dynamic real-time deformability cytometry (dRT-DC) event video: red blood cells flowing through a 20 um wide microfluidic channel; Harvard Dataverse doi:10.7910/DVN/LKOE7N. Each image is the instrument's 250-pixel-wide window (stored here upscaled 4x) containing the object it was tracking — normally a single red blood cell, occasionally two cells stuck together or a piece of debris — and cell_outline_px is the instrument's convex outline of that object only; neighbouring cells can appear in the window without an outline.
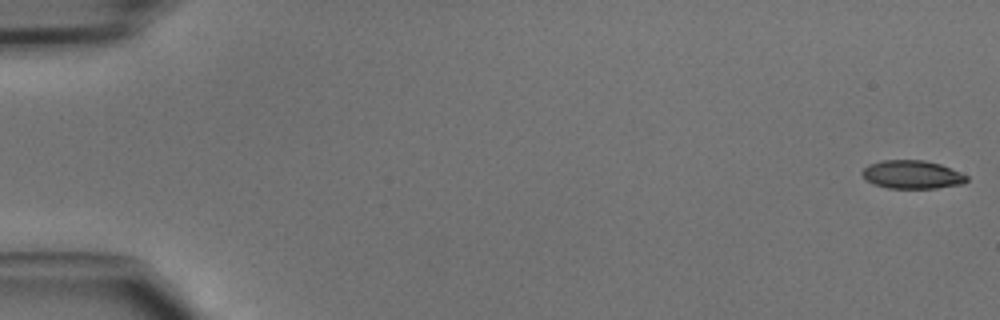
{"species": "common noctule bat (a hibernating species)", "species_latin": "Nyctalus noctula", "temperature_condition": "cold", "stored_images_in_passage": 47, "camera_frame_rate_fps": 3000, "um_per_image_px": 0.085, "animal": {"sex": "male", "body_mass_g": 15.6}, "frame": {"image": 1, "passage_image": 1, "time_ms": 0.0, "image_size_px": [1000, 320], "cell_outline_px": [[968, 180], [964, 184], [936, 188], [888, 188], [872, 184], [860, 172], [868, 164], [880, 160], [924, 160], [940, 164], [968, 176]], "centroid_in_image_um": [77.52, 14.84], "position_along_channel_um": 7.5, "area_um2": 17.28}}
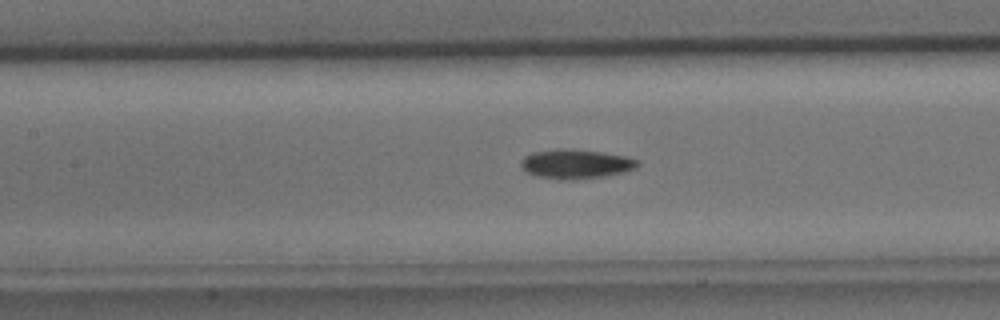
{"frame": {"image": 2, "passage_image": 22, "time_ms": 7.0, "image_size_px": [1000, 320], "cell_outline_px": [[640, 164], [636, 168], [624, 172], [604, 176], [564, 180], [536, 176], [520, 168], [520, 160], [524, 156], [532, 152], [560, 148], [572, 148], [604, 152], [628, 156], [640, 160]], "centroid_in_image_um": [48.96, 13.91], "position_along_channel_um": 158.4, "area_um2": 20.29}}
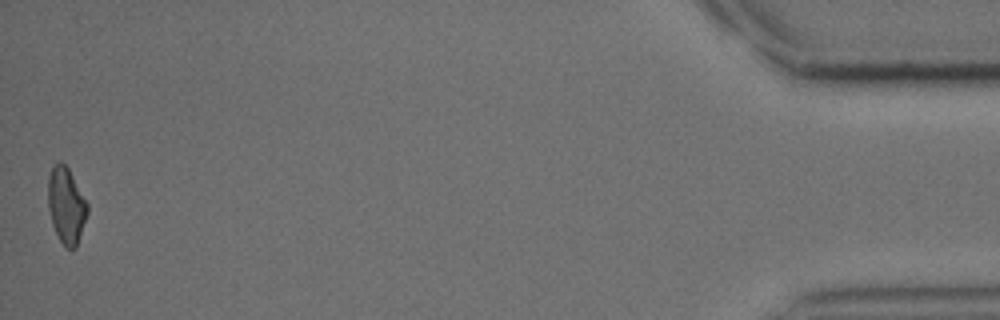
{"frame": {"image": 3, "passage_image": 47, "time_ms": 15.333, "image_size_px": [1000, 320], "cell_outline_px": [[88, 212], [76, 248], [68, 248], [60, 240], [52, 224], [48, 208], [48, 176], [52, 168], [60, 160], [68, 168], [88, 204]], "centroid_in_image_um": [5.62, 17.45], "position_along_channel_um": 429.6, "area_um2": 17.22}}